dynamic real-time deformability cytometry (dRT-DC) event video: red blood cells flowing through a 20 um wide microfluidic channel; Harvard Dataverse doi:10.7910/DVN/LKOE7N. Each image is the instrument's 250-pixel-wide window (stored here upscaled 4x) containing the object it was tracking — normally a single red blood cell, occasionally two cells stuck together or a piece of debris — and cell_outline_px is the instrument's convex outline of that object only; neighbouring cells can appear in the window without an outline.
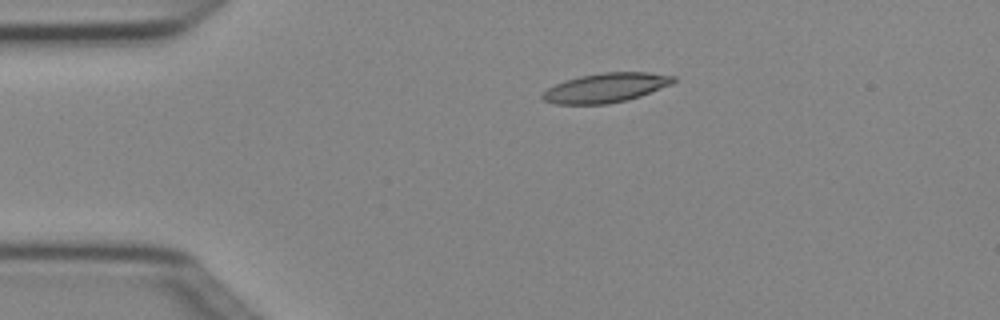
{"species": "Egyptian fruit bat (a non-hibernating species)", "species_latin": "Rousettus aegyptiacus", "temperature_condition": "cold", "stored_images_in_passage": 2, "camera_frame_rate_fps": 3000, "um_per_image_px": 0.085, "animal": {"sex": "female"}, "frame": {"image": 1, "passage_image": 1, "time_ms": 0.0, "image_size_px": [1000, 320], "cell_outline_px": [[676, 80], [672, 84], [640, 96], [628, 100], [608, 104], [556, 104], [544, 100], [540, 96], [548, 88], [564, 80], [580, 76], [604, 72], [648, 72], [676, 76]], "centroid_in_image_um": [51.51, 7.46], "position_along_channel_um": 33.5, "area_um2": 22.43}}